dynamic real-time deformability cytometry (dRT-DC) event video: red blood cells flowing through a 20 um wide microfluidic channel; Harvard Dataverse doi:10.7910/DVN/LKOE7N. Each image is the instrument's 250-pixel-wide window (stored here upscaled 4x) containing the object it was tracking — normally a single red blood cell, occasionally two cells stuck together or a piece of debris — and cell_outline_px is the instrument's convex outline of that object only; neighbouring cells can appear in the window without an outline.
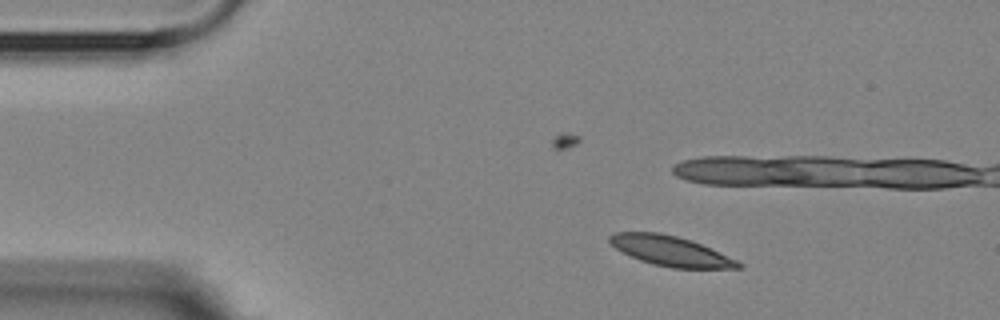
{"species": "Egyptian fruit bat (a non-hibernating species)", "species_latin": "Rousettus aegyptiacus", "temperature_condition": "room temperature", "stored_images_in_passage": 4, "camera_frame_rate_fps": 3000, "um_per_image_px": 0.085, "animal": {"sex": "female"}, "frame": {"image": 1, "passage_image": 1, "time_ms": 0.0, "image_size_px": [1000, 320], "cell_outline_px": [[744, 268], [672, 268], [652, 264], [640, 260], [616, 248], [608, 240], [608, 236], [616, 232], [660, 232], [692, 240], [736, 260], [744, 264]], "centroid_in_image_um": [57.01, 21.33], "position_along_channel_um": 28.0, "area_um2": 22.25}}